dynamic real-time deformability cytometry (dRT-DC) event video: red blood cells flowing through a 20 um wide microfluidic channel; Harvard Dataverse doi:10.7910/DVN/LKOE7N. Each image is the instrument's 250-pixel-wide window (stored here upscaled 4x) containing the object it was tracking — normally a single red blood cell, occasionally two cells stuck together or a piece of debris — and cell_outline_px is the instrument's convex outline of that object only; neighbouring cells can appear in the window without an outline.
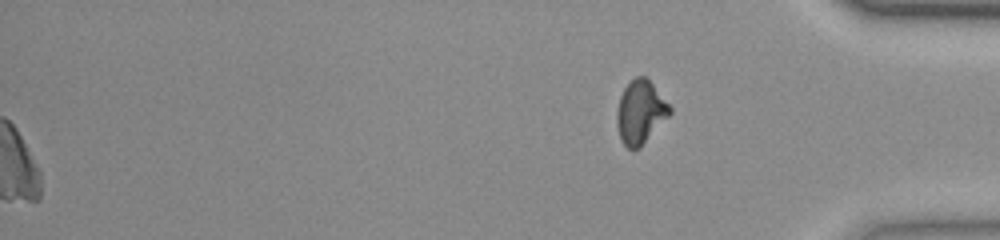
{"species": "common noctule bat (a hibernating species)", "species_latin": "Nyctalus noctula", "temperature_condition": "room temperature", "stored_images_in_passage": 53, "segment_of_instrument_passage": [2, 2], "camera_frame_rate_fps": 3000, "um_per_image_px": 0.085, "animal": {"sex": "female", "body_mass_g": 23.0, "forearm_length_mm": 53.4}, "frame": {"image": 1, "passage_image": 53, "time_ms": 17.333, "image_size_px": [1000, 240], "cell_outline_px": [[672, 112], [640, 148], [628, 148], [620, 140], [616, 124], [616, 112], [620, 96], [628, 80], [636, 76], [644, 76], [652, 84], [672, 108]], "centroid_in_image_um": [54.41, 9.52], "position_along_channel_um": 380.8, "area_um2": 19.54}}